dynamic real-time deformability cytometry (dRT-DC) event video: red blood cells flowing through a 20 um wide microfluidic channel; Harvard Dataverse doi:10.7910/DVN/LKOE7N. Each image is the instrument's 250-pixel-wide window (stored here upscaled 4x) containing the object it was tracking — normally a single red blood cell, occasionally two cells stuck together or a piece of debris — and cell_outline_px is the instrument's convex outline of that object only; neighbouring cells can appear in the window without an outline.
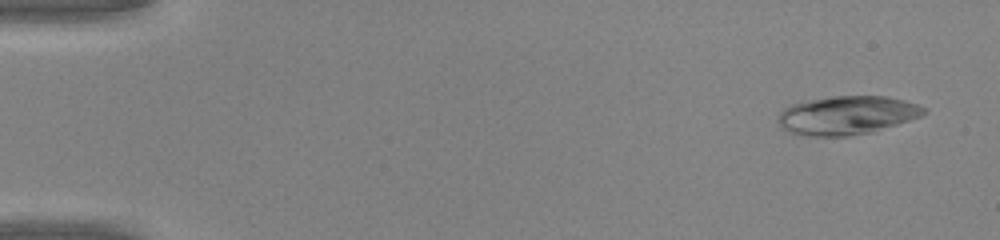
{"species": "common noctule bat (a hibernating species)", "species_latin": "Nyctalus noctula", "temperature_condition": "warm", "stored_images_in_passage": 17, "camera_frame_rate_fps": 3000, "um_per_image_px": 0.085, "animal": {"sex": "male", "body_mass_g": 20.0, "forearm_length_mm": 53.3}, "frame": {"image": 1, "passage_image": 3, "time_ms": 0.667, "image_size_px": [1000, 240], "cell_outline_px": [[928, 112], [920, 116], [872, 132], [848, 136], [808, 136], [792, 132], [784, 128], [776, 120], [780, 112], [784, 108], [792, 104], [812, 100], [836, 96], [884, 96], [904, 100], [916, 104], [924, 108]], "centroid_in_image_um": [71.99, 9.8], "position_along_channel_um": 13.0, "area_um2": 32.31}}